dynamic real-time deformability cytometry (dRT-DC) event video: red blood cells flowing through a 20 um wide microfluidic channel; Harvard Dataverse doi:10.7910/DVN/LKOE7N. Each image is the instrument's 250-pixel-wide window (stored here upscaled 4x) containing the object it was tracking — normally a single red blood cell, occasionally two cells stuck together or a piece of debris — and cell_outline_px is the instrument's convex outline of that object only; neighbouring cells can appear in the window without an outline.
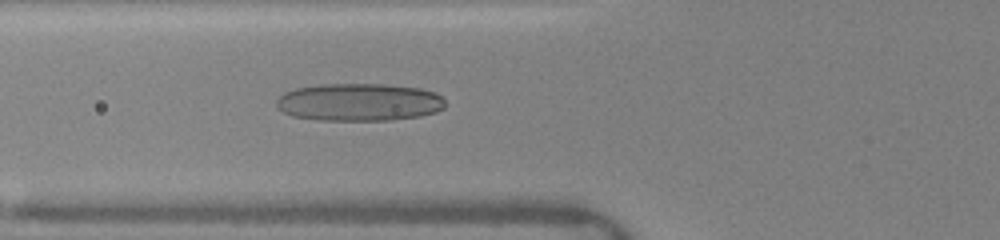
{"species": "human", "species_latin": "Homo sapiens", "temperature_condition": "warm", "stored_images_in_passage": 14, "camera_frame_rate_fps": 3000, "um_per_image_px": 0.085, "donor": {"sex": "female"}, "frame": {"image": 1, "passage_image": 14, "time_ms": 6.0, "image_size_px": [1000, 240], "cell_outline_px": [[444, 108], [436, 112], [420, 116], [388, 120], [320, 120], [292, 116], [284, 112], [276, 104], [276, 100], [284, 92], [296, 88], [320, 84], [384, 84], [420, 88], [436, 92], [444, 96]], "centroid_in_image_um": [30.56, 8.68], "position_along_channel_um": 95.2, "area_um2": 37.17}}